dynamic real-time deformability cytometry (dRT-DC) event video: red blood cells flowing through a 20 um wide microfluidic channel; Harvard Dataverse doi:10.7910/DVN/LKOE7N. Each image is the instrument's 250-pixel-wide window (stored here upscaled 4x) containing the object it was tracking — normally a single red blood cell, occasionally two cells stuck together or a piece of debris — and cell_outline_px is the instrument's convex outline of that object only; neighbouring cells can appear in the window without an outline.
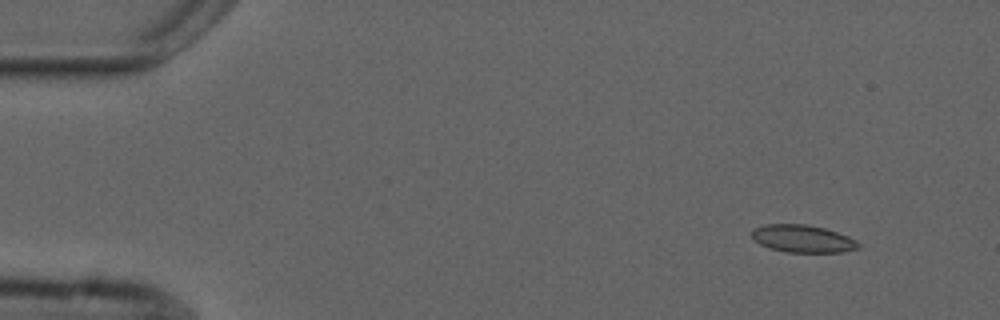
{"species": "common noctule bat (a hibernating species)", "species_latin": "Nyctalus noctula", "temperature_condition": "cold", "stored_images_in_passage": 9, "camera_frame_rate_fps": 3000, "um_per_image_px": 0.085, "animal": {"sex": "male", "forearm_length_mm": 52.5}, "frame": {"image": 1, "passage_image": 2, "time_ms": 1.333, "image_size_px": [1000, 320], "cell_outline_px": [[860, 248], [840, 252], [788, 252], [768, 248], [752, 240], [752, 228], [764, 224], [808, 224], [824, 228], [848, 236], [856, 240], [860, 244]], "centroid_in_image_um": [68.19, 20.28], "position_along_channel_um": 16.8, "area_um2": 17.22}}
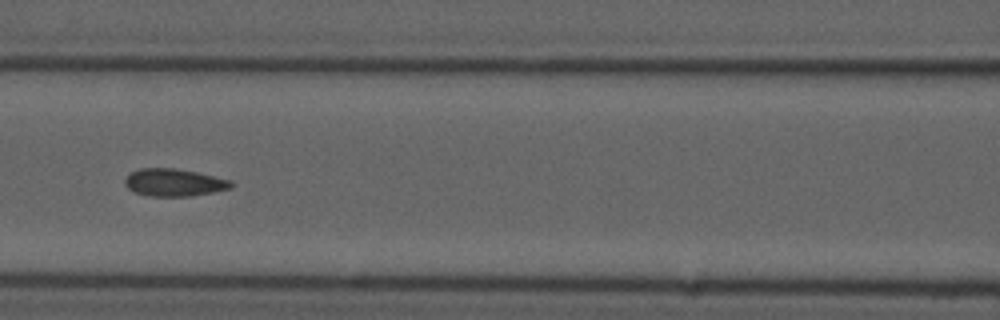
{"frame": {"image": 2, "passage_image": 7, "time_ms": 7.667, "image_size_px": [1000, 320], "cell_outline_px": [[236, 184], [232, 188], [212, 192], [188, 196], [148, 196], [136, 192], [128, 188], [124, 184], [124, 180], [132, 172], [140, 168], [176, 168], [196, 172], [232, 180]], "centroid_in_image_um": [14.83, 15.51], "position_along_channel_um": 151.8, "area_um2": 16.99}}
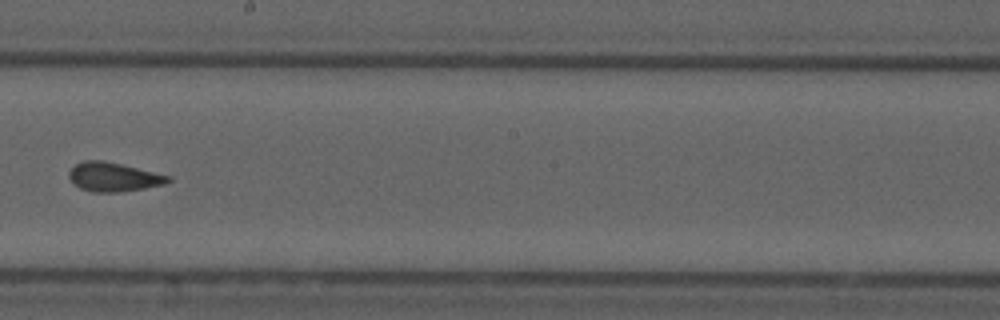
{"frame": {"image": 3, "passage_image": 9, "time_ms": 10.0, "image_size_px": [1000, 320], "cell_outline_px": [[172, 180], [164, 184], [144, 188], [120, 192], [92, 192], [80, 188], [72, 184], [68, 176], [68, 172], [76, 164], [84, 160], [100, 160], [120, 164], [172, 176]], "centroid_in_image_um": [9.63, 15.05], "position_along_channel_um": 238.6, "area_um2": 16.76}}